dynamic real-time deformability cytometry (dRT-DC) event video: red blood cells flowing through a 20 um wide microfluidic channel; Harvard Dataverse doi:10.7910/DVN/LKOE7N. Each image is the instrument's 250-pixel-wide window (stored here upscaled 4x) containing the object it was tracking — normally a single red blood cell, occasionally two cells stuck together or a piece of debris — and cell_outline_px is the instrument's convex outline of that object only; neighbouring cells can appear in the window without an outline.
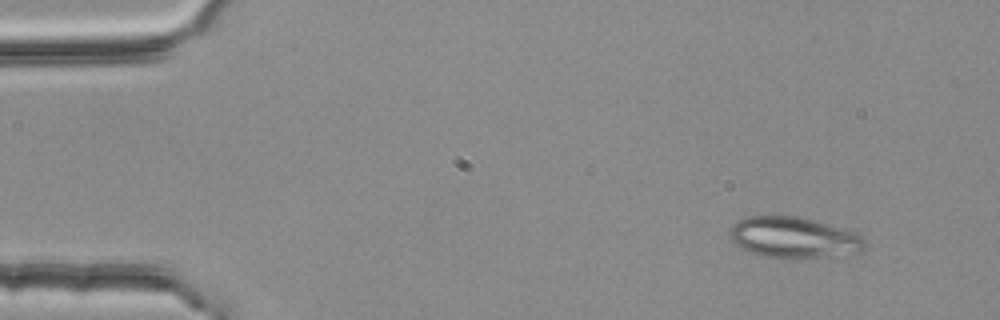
{"species": "common noctule bat (a hibernating species)", "species_latin": "Nyctalus noctula", "temperature_condition": "room temperature", "stored_images_in_passage": 52, "camera_frame_rate_fps": 3000, "um_per_image_px": 0.085, "animal": {"sex": "female", "body_mass_g": 25.1}, "frame": {"image": 1, "passage_image": 4, "time_ms": 1.0, "image_size_px": [1000, 320], "cell_outline_px": [[868, 244], [860, 252], [828, 256], [768, 256], [748, 252], [736, 244], [732, 240], [732, 224], [736, 220], [744, 216], [796, 216], [812, 220], [856, 232], [864, 236], [868, 240]], "centroid_in_image_um": [67.51, 20.15], "position_along_channel_um": 17.5, "area_um2": 31.62}}
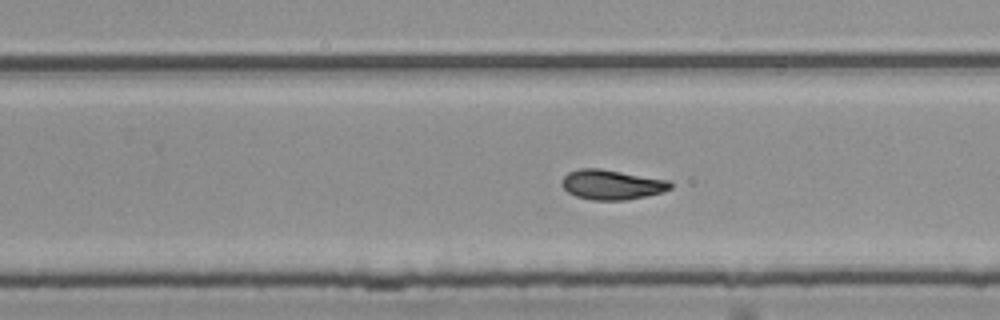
{"frame": {"image": 2, "passage_image": 33, "time_ms": 10.667, "image_size_px": [1000, 320], "cell_outline_px": [[672, 188], [664, 192], [624, 200], [592, 200], [576, 196], [568, 192], [560, 184], [560, 180], [568, 172], [580, 168], [600, 168], [668, 180], [672, 184]], "centroid_in_image_um": [51.97, 15.69], "position_along_channel_um": 277.8, "area_um2": 18.9}}
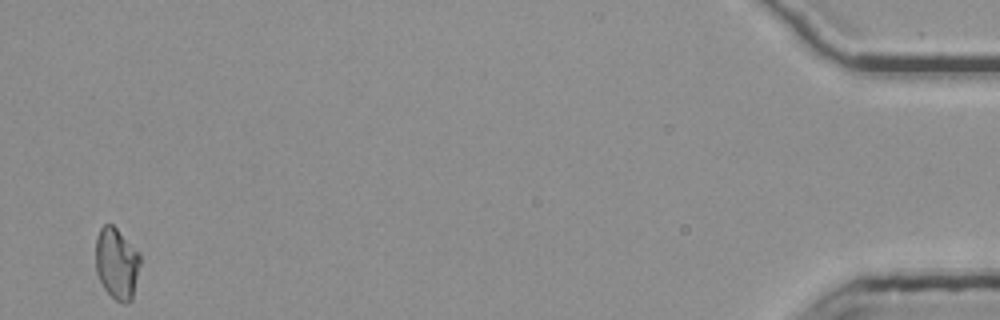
{"frame": {"image": 3, "passage_image": 52, "time_ms": 17.0, "image_size_px": [1000, 320], "cell_outline_px": [[140, 264], [132, 300], [128, 304], [120, 304], [104, 288], [96, 272], [96, 236], [100, 228], [104, 224], [112, 224], [140, 252]], "centroid_in_image_um": [9.93, 22.4], "position_along_channel_um": 425.3, "area_um2": 18.67}, "authors_computed_cell_mechanics": {"area_um2": 18.6694, "velocity_mm_per_s": 3.7583, "shape_relaxation_time_tau1_ms": null, "shape_relaxation_time_tau2_ms": 5.627, "deformation_change_tau1": null, "deformation_change_tau2": 0.0872}}